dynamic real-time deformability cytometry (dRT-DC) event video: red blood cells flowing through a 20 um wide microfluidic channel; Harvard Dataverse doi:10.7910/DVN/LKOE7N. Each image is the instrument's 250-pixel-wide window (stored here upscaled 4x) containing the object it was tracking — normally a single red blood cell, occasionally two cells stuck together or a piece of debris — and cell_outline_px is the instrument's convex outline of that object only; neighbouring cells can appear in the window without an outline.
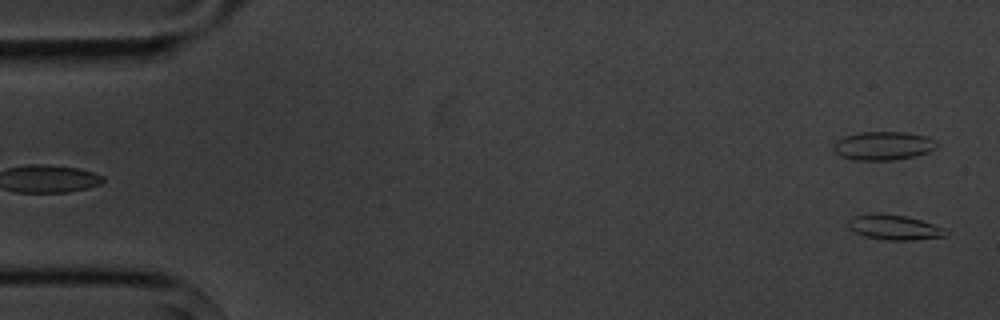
{"species": "common noctule bat (a hibernating species)", "species_latin": "Nyctalus noctula", "temperature_condition": "cold", "stored_images_in_passage": 6, "camera_frame_rate_fps": 3000, "um_per_image_px": 0.085, "animal": {"sex": "male", "body_mass_g": 20.1, "forearm_length_mm": 53.5}, "frame": {"image": 1, "passage_image": 6, "time_ms": 5.667, "image_size_px": [1000, 320], "cell_outline_px": [[948, 236], [912, 240], [888, 240], [864, 236], [848, 228], [848, 220], [852, 216], [904, 216], [920, 220], [944, 228], [948, 232]], "centroid_in_image_um": [76.07, 19.38], "position_along_channel_um": 8.9, "area_um2": 13.47}}